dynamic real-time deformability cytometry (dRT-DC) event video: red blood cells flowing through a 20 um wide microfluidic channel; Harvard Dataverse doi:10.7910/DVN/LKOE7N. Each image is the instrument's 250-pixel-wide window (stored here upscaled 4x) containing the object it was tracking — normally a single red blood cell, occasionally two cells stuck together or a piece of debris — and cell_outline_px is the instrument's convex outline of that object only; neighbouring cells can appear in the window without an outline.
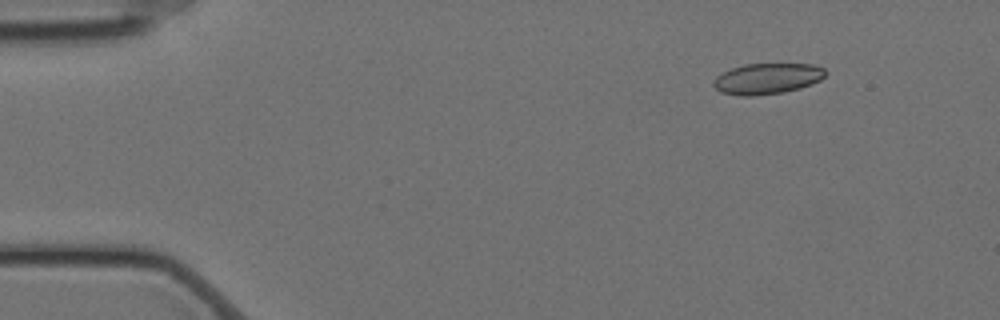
{"species": "Egyptian fruit bat (a non-hibernating species)", "species_latin": "Rousettus aegyptiacus", "temperature_condition": "cold", "stored_images_in_passage": 52, "camera_frame_rate_fps": 3000, "um_per_image_px": 0.085, "animal": {"sex": "female"}, "frame": {"image": 1, "passage_image": 1, "time_ms": 0.0, "image_size_px": [1000, 320], "cell_outline_px": [[828, 72], [820, 80], [812, 84], [800, 88], [784, 92], [752, 96], [740, 96], [720, 92], [712, 84], [716, 76], [732, 68], [744, 64], [812, 64], [824, 68]], "centroid_in_image_um": [65.22, 6.69], "position_along_channel_um": 19.8, "area_um2": 20.17}}
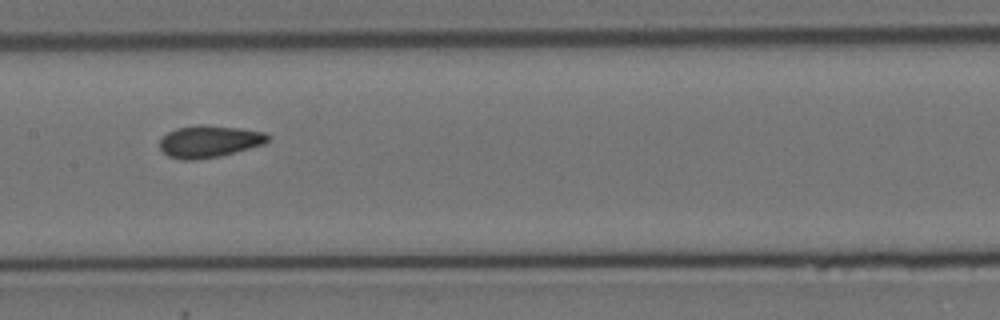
{"frame": {"image": 2, "passage_image": 23, "time_ms": 7.333, "image_size_px": [1000, 320], "cell_outline_px": [[272, 136], [264, 144], [220, 156], [196, 160], [184, 160], [168, 156], [160, 148], [160, 140], [168, 132], [176, 128], [196, 124], [204, 124], [240, 128], [264, 132]], "centroid_in_image_um": [17.79, 12.01], "position_along_channel_um": 189.6, "area_um2": 20.29}}
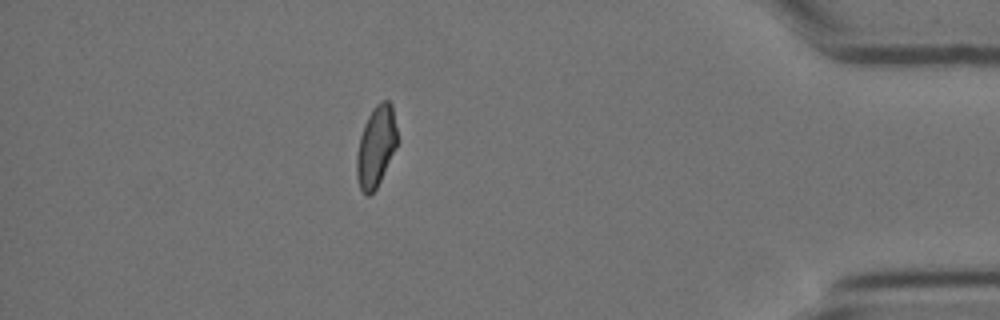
{"frame": {"image": 3, "passage_image": 45, "time_ms": 14.667, "image_size_px": [1000, 320], "cell_outline_px": [[400, 140], [376, 188], [368, 196], [360, 188], [356, 176], [356, 156], [360, 136], [364, 124], [372, 108], [380, 100], [388, 100], [392, 104]], "centroid_in_image_um": [31.99, 12.39], "position_along_channel_um": 403.2, "area_um2": 19.42}, "authors_computed_cell_mechanics": {"area_um2": 19.8832, "velocity_mm_per_s": 3.5027, "shape_relaxation_time_tau1_ms": 11.1097, "shape_relaxation_time_tau2_ms": 1.8838, "deformation_change_tau1": 0.1518, "deformation_change_tau2": 0.0589}}